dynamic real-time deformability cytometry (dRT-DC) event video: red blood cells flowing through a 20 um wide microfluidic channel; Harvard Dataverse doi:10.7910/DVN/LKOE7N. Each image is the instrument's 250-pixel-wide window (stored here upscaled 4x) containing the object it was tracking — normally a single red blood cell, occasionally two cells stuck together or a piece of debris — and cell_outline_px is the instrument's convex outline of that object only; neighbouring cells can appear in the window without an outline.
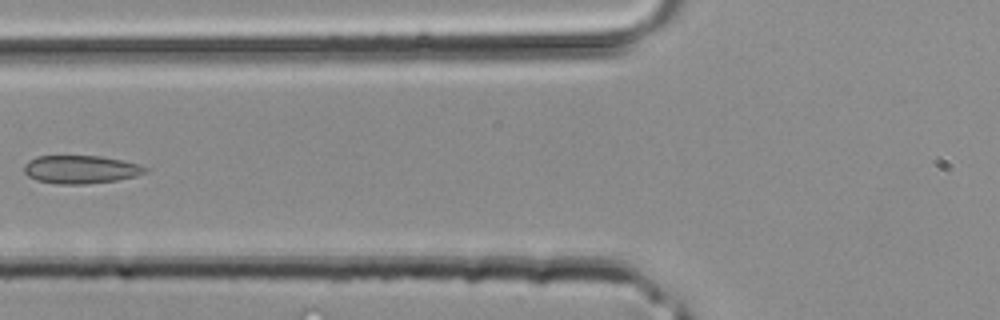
{"species": "common noctule bat (a hibernating species)", "species_latin": "Nyctalus noctula", "temperature_condition": "room temperature", "stored_images_in_passage": 4, "segment_of_instrument_passage": [2, 2], "camera_frame_rate_fps": 3000, "um_per_image_px": 0.085, "animal": {"sex": "male", "body_mass_g": 20.4}, "frame": {"image": 1, "passage_image": 4, "time_ms": 1.0, "image_size_px": [1000, 320], "cell_outline_px": [[148, 168], [144, 172], [136, 176], [116, 180], [84, 184], [56, 184], [36, 180], [28, 176], [24, 172], [24, 164], [28, 160], [36, 156], [100, 156], [120, 160], [136, 164]], "centroid_in_image_um": [6.79, 14.4], "position_along_channel_um": 119.0, "area_um2": 19.71}}